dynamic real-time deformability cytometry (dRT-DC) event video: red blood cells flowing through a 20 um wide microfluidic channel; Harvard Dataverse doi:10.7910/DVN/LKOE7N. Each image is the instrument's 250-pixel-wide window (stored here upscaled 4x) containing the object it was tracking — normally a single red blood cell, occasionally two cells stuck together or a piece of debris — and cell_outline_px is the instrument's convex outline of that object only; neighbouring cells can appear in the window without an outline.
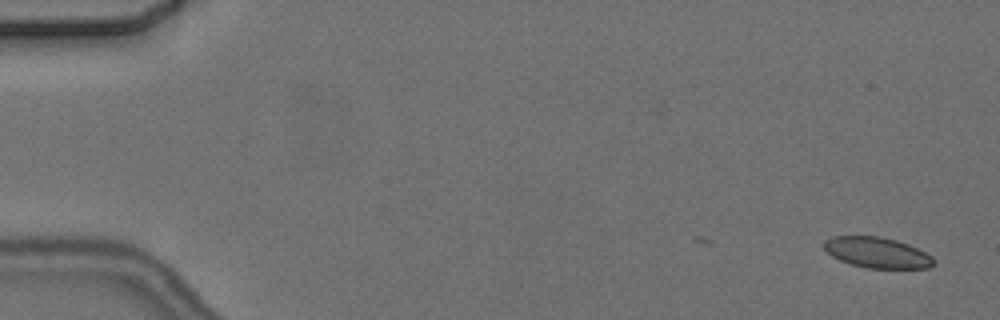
{"species": "common noctule bat (a hibernating species)", "species_latin": "Nyctalus noctula", "temperature_condition": "cold", "stored_images_in_passage": 5, "camera_frame_rate_fps": 3000, "um_per_image_px": 0.085, "animal": {"sex": "female", "body_mass_g": 24.6, "forearm_length_mm": 56.2}, "frame": {"image": 1, "passage_image": 1, "time_ms": 0.0, "image_size_px": [1000, 320], "cell_outline_px": [[936, 264], [928, 268], [868, 268], [852, 264], [840, 260], [832, 256], [824, 248], [824, 240], [832, 236], [880, 236], [896, 240], [908, 244], [932, 256], [936, 260]], "centroid_in_image_um": [74.57, 21.47], "position_along_channel_um": 10.4, "area_um2": 19.59}}
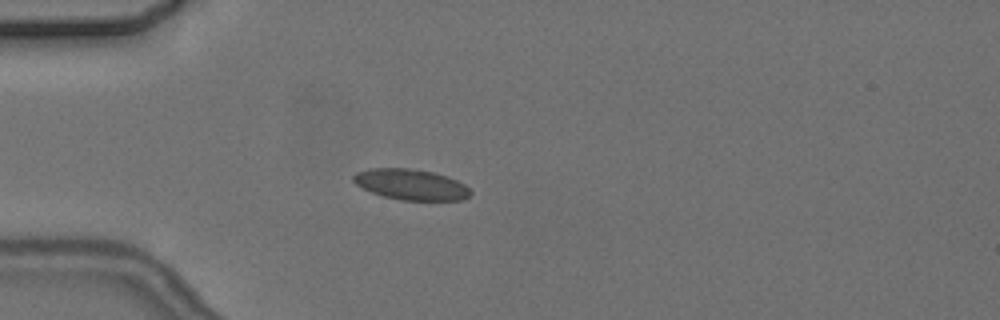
{"frame": {"image": 2, "passage_image": 5, "time_ms": 4.667, "image_size_px": [1000, 320], "cell_outline_px": [[472, 192], [464, 200], [400, 200], [384, 196], [372, 192], [356, 184], [352, 180], [352, 176], [356, 172], [368, 168], [408, 168], [432, 172], [448, 176], [464, 184]], "centroid_in_image_um": [34.92, 15.68], "position_along_channel_um": 50.1, "area_um2": 20.92}}